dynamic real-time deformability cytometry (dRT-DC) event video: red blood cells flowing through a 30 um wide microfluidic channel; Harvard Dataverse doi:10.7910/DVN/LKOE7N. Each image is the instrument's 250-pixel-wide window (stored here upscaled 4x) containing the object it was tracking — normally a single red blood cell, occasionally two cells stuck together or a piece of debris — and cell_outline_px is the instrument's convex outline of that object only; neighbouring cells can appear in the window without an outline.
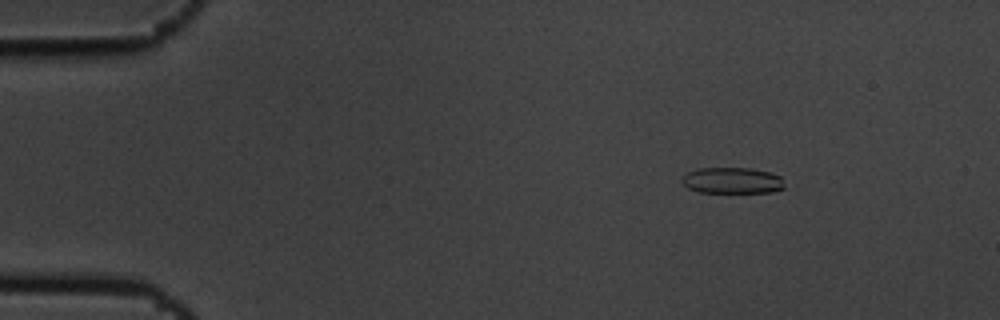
{"species": "common noctule bat (a hibernating species)", "species_latin": "Nyctalus noctula", "temperature_condition": "cold", "stored_images_in_passage": 4, "camera_frame_rate_fps": 3000, "um_per_image_px": 0.085, "animal": {"sex": "male", "body_mass_g": 19.5, "forearm_length_mm": 54.6}, "frame": {"image": 1, "passage_image": 2, "time_ms": 0.333, "image_size_px": [1000, 320], "cell_outline_px": [[784, 188], [772, 192], [700, 192], [688, 188], [680, 180], [680, 176], [688, 172], [700, 168], [748, 168], [768, 172], [780, 176], [784, 184]], "centroid_in_image_um": [62.2, 15.34], "position_along_channel_um": 22.8, "area_um2": 15.55}}